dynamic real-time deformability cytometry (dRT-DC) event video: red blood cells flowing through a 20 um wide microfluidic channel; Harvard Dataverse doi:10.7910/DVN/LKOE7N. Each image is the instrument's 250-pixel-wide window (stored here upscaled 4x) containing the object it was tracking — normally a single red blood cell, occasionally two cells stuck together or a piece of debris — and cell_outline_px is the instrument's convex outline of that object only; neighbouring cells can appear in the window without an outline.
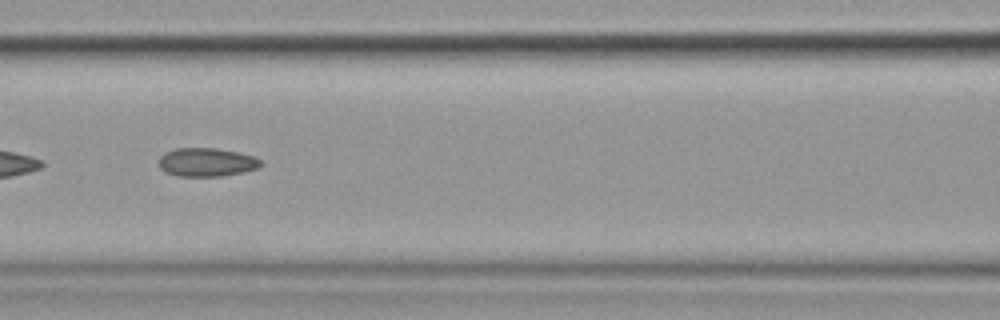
{"species": "common noctule bat (a hibernating species)", "species_latin": "Nyctalus noctula", "temperature_condition": "cold", "stored_images_in_passage": 5, "camera_frame_rate_fps": 3000, "um_per_image_px": 0.085, "animal": {"sex": "female", "body_mass_g": 19.9}, "frame": {"image": 1, "passage_image": 3, "time_ms": 2.333, "image_size_px": [1000, 320], "cell_outline_px": [[260, 164], [256, 168], [244, 172], [220, 176], [180, 176], [168, 172], [160, 168], [160, 156], [164, 152], [176, 148], [216, 148], [236, 152], [252, 156], [260, 160]], "centroid_in_image_um": [17.53, 13.78], "position_along_channel_um": 149.1, "area_um2": 16.65}}
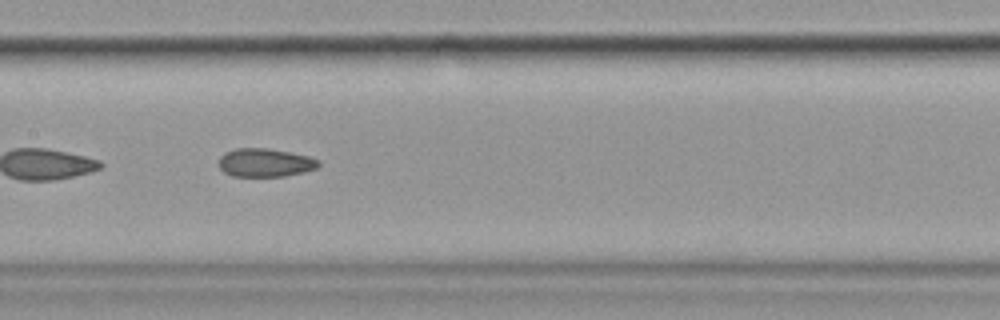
{"frame": {"image": 2, "passage_image": 4, "time_ms": 3.333, "image_size_px": [1000, 320], "cell_outline_px": [[320, 164], [316, 168], [304, 172], [284, 176], [232, 176], [224, 172], [220, 168], [220, 156], [224, 152], [236, 148], [268, 148], [308, 156], [320, 160]], "centroid_in_image_um": [22.53, 13.82], "position_along_channel_um": 184.9, "area_um2": 16.47}}
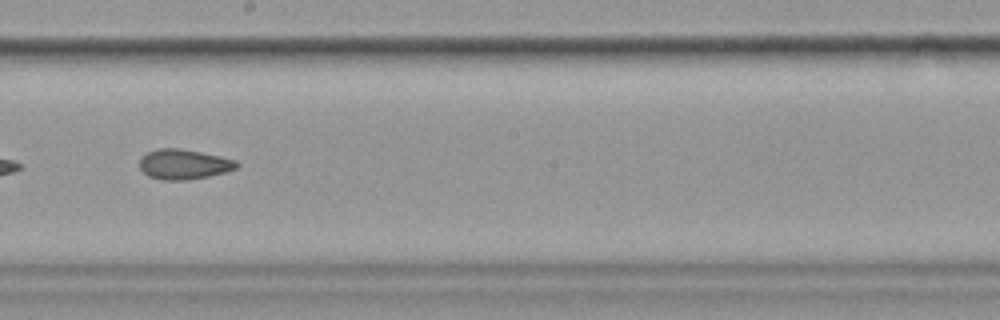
{"frame": {"image": 3, "passage_image": 5, "time_ms": 4.667, "image_size_px": [1000, 320], "cell_outline_px": [[240, 164], [236, 168], [228, 172], [188, 180], [160, 180], [148, 176], [140, 168], [140, 156], [156, 148], [180, 148], [220, 156], [236, 160]], "centroid_in_image_um": [15.62, 13.96], "position_along_channel_um": 232.6, "area_um2": 17.17}}